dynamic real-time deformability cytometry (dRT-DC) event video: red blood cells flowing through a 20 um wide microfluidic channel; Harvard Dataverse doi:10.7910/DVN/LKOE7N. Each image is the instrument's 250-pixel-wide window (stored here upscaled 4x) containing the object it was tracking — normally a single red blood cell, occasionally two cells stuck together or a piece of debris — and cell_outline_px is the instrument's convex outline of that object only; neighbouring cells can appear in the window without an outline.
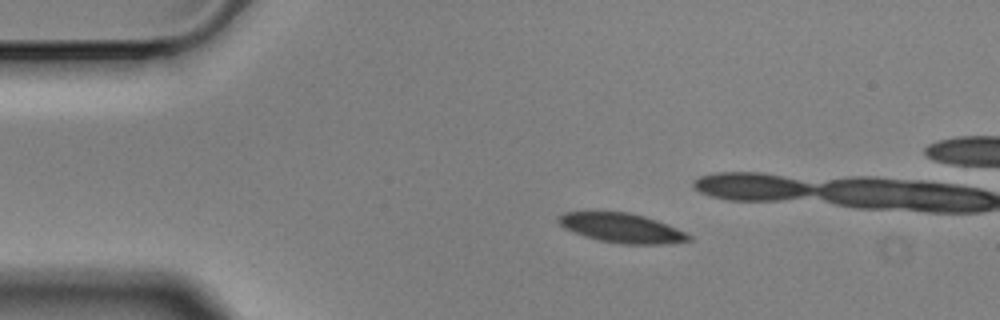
{"species": "Egyptian fruit bat (a non-hibernating species)", "species_latin": "Rousettus aegyptiacus", "temperature_condition": "cold", "stored_images_in_passage": 4, "camera_frame_rate_fps": 3000, "um_per_image_px": 0.085, "animal": {"sex": "male"}, "frame": {"image": 1, "passage_image": 1, "time_ms": 0.0, "image_size_px": [1000, 320], "cell_outline_px": [[692, 240], [668, 244], [620, 244], [600, 240], [584, 236], [564, 228], [556, 220], [564, 212], [628, 212], [644, 216], [668, 224], [692, 236]], "centroid_in_image_um": [52.87, 19.39], "position_along_channel_um": 32.1, "area_um2": 22.25}}